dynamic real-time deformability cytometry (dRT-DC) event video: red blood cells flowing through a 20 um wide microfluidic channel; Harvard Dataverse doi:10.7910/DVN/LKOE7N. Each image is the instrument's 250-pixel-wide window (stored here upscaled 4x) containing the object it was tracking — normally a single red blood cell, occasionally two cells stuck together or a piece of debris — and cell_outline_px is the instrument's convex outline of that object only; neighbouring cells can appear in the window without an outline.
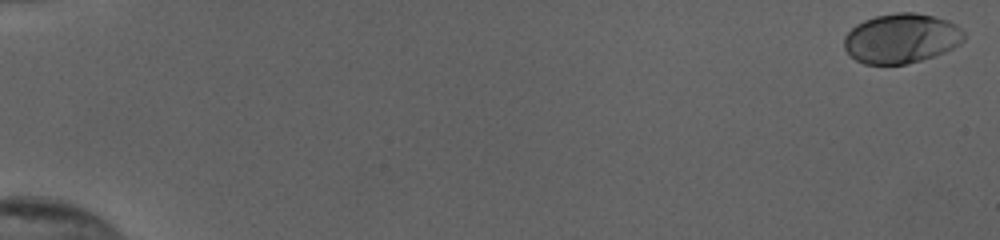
{"species": "human", "species_latin": "Homo sapiens", "temperature_condition": "cold", "stored_images_in_passage": 25, "camera_frame_rate_fps": 3000, "um_per_image_px": 0.085, "donor": {"sex": "female"}, "frame": {"image": 1, "passage_image": 1, "time_ms": 0.0, "image_size_px": [1000, 240], "cell_outline_px": [[964, 40], [960, 44], [944, 52], [920, 60], [904, 64], [864, 64], [856, 60], [844, 48], [844, 36], [856, 24], [864, 20], [876, 16], [896, 12], [916, 12], [948, 20], [956, 24], [964, 32]], "centroid_in_image_um": [76.61, 3.25], "position_along_channel_um": 8.4, "area_um2": 34.62}}
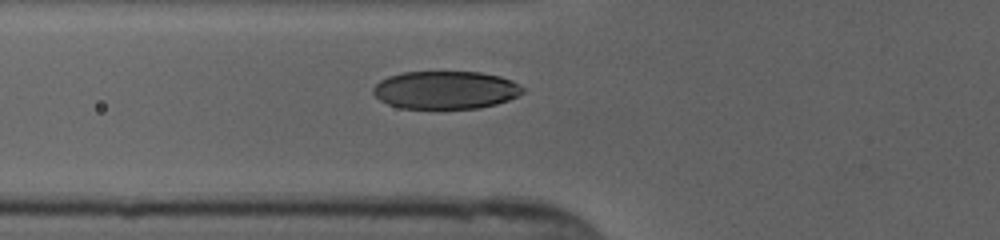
{"frame": {"image": 2, "passage_image": 22, "time_ms": 7.0, "image_size_px": [1000, 240], "cell_outline_px": [[524, 92], [508, 100], [496, 104], [480, 108], [400, 108], [388, 104], [380, 100], [372, 92], [372, 88], [380, 80], [388, 76], [400, 72], [480, 72], [500, 76], [512, 80], [524, 88]], "centroid_in_image_um": [37.86, 7.64], "position_along_channel_um": 87.9, "area_um2": 33.12}}
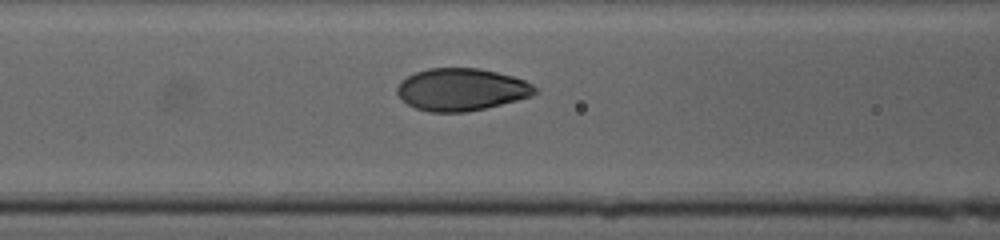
{"frame": {"image": 3, "passage_image": 25, "time_ms": 8.0, "image_size_px": [1000, 240], "cell_outline_px": [[540, 92], [532, 96], [484, 108], [464, 112], [428, 112], [416, 108], [408, 104], [396, 92], [396, 88], [400, 80], [416, 72], [428, 68], [480, 68], [512, 76], [524, 80], [540, 88]], "centroid_in_image_um": [39.24, 7.6], "position_along_channel_um": 127.4, "area_um2": 34.04}}